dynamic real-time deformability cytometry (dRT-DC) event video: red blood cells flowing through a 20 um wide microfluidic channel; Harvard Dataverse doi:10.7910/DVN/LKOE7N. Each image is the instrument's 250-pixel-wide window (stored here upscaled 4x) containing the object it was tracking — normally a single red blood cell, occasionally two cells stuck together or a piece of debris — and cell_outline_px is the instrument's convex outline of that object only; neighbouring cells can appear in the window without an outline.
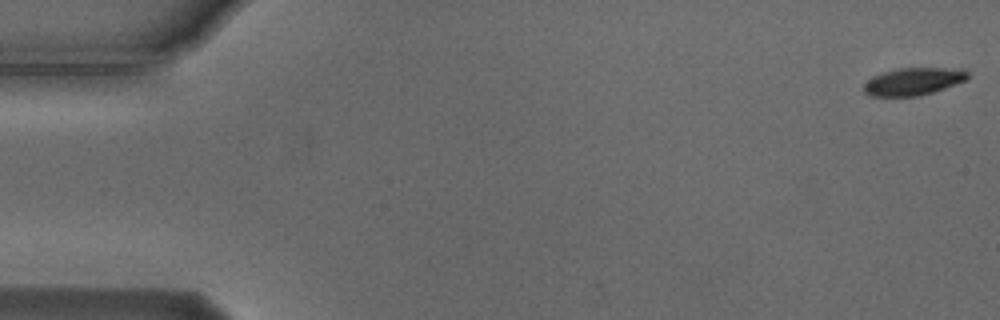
{"species": "Egyptian fruit bat (a non-hibernating species)", "species_latin": "Rousettus aegyptiacus", "temperature_condition": "cold", "stored_images_in_passage": 55, "camera_frame_rate_fps": 3000, "um_per_image_px": 0.085, "animal": {"sex": "male"}, "frame": {"image": 1, "passage_image": 1, "time_ms": 0.0, "image_size_px": [1000, 320], "cell_outline_px": [[968, 80], [920, 96], [872, 96], [864, 92], [864, 84], [872, 76], [896, 68], [964, 68], [968, 72]], "centroid_in_image_um": [77.66, 6.91], "position_along_channel_um": 7.3, "area_um2": 16.7}}
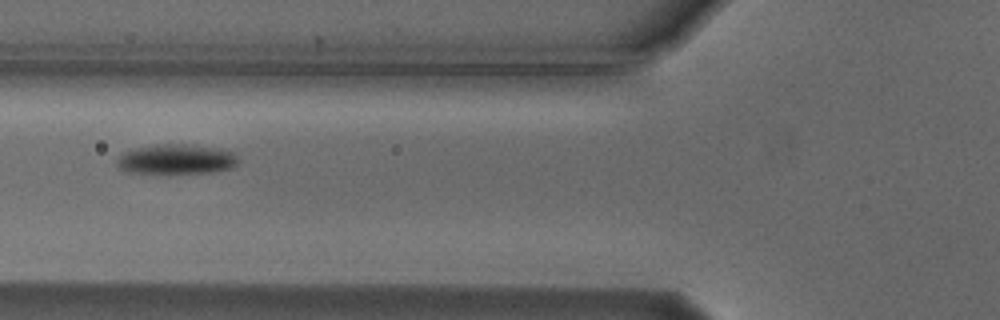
{"frame": {"image": 2, "passage_image": 21, "time_ms": 6.667, "image_size_px": [1000, 320], "cell_outline_px": [[240, 160], [232, 168], [212, 172], [128, 172], [120, 168], [116, 164], [116, 160], [124, 152], [136, 148], [156, 144], [184, 144], [220, 148], [232, 152]], "centroid_in_image_um": [15.01, 13.52], "position_along_channel_um": 110.8, "area_um2": 20.81}}
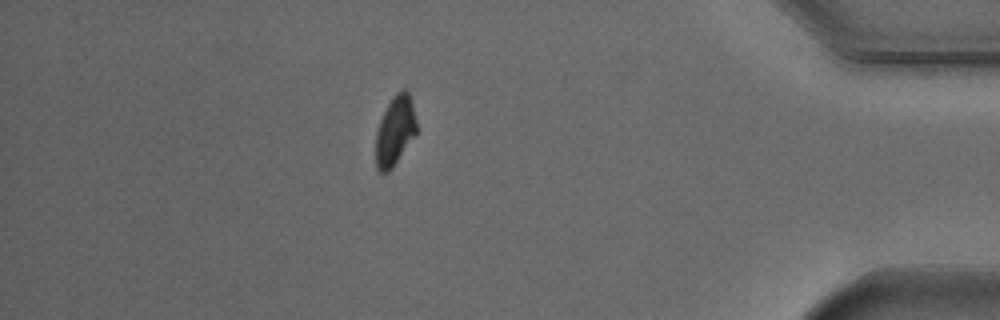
{"frame": {"image": 3, "passage_image": 48, "time_ms": 15.667, "image_size_px": [1000, 320], "cell_outline_px": [[416, 132], [392, 168], [388, 172], [380, 172], [376, 168], [376, 132], [380, 120], [392, 96], [396, 92], [404, 88], [408, 92], [412, 100], [416, 120]], "centroid_in_image_um": [33.57, 11.08], "position_along_channel_um": 401.6, "area_um2": 16.3}, "authors_computed_cell_mechanics": {"area_um2": 19.1318, "velocity_mm_per_s": 3.7269, "shape_relaxation_time_tau1_ms": 1.7957, "shape_relaxation_time_tau2_ms": null, "deformation_change_tau1": 0.1333, "deformation_change_tau2": null}}